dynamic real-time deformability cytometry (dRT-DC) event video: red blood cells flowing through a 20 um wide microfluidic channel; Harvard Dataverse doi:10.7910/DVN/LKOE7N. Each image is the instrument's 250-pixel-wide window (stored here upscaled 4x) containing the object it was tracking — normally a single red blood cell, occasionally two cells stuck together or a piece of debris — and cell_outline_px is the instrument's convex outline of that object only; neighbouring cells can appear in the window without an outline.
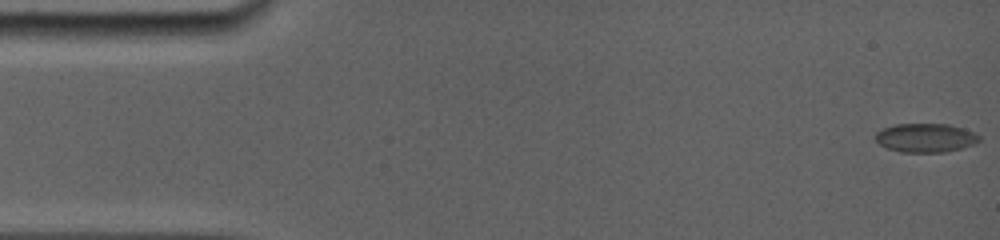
{"species": "common noctule bat (a hibernating species)", "species_latin": "Nyctalus noctula", "temperature_condition": "room temperature", "stored_images_in_passage": 4, "camera_frame_rate_fps": 5000, "um_per_image_px": 0.085, "animal": {"sex": "female", "body_mass_g": 19.0, "forearm_length_mm": 56.7}, "frame": {"image": 1, "passage_image": 1, "time_ms": 0.0, "image_size_px": [1000, 240], "cell_outline_px": [[980, 140], [972, 144], [960, 148], [944, 152], [900, 152], [888, 148], [880, 144], [876, 140], [876, 132], [884, 128], [896, 124], [948, 124], [964, 128], [980, 136]], "centroid_in_image_um": [78.67, 11.71], "position_along_channel_um": 6.3, "area_um2": 17.22}}